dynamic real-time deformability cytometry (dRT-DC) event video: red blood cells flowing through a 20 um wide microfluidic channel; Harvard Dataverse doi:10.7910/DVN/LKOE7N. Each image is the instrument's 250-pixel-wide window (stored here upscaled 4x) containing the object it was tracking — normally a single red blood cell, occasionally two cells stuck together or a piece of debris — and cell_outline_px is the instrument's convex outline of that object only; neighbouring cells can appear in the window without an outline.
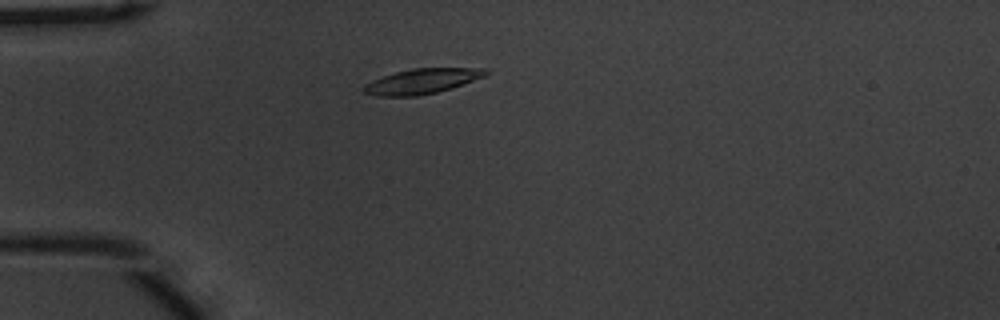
{"species": "common noctule bat (a hibernating species)", "species_latin": "Nyctalus noctula", "temperature_condition": "warm", "stored_images_in_passage": 43, "camera_frame_rate_fps": 3000, "um_per_image_px": 0.085, "animal": {"sex": "male", "body_mass_g": 20.1, "forearm_length_mm": 53.5}, "frame": {"image": 1, "passage_image": 4, "time_ms": 1.0, "image_size_px": [1000, 320], "cell_outline_px": [[492, 72], [484, 76], [452, 88], [436, 92], [416, 96], [376, 96], [364, 92], [360, 88], [364, 84], [372, 80], [396, 72], [412, 68], [488, 68]], "centroid_in_image_um": [35.87, 6.9], "position_along_channel_um": 49.1, "area_um2": 17.86}}
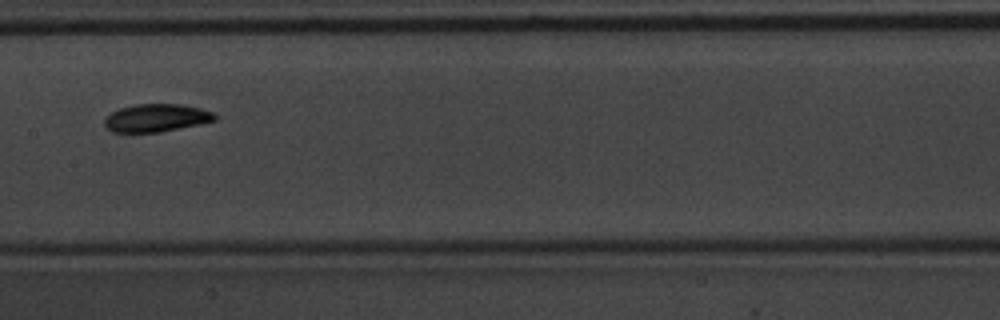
{"frame": {"image": 2, "passage_image": 17, "time_ms": 5.333, "image_size_px": [1000, 320], "cell_outline_px": [[216, 120], [200, 124], [160, 132], [112, 132], [104, 124], [104, 120], [112, 112], [120, 108], [136, 104], [184, 104], [200, 108], [212, 112], [216, 116]], "centroid_in_image_um": [13.3, 10.02], "position_along_channel_um": 194.1, "area_um2": 17.8}}
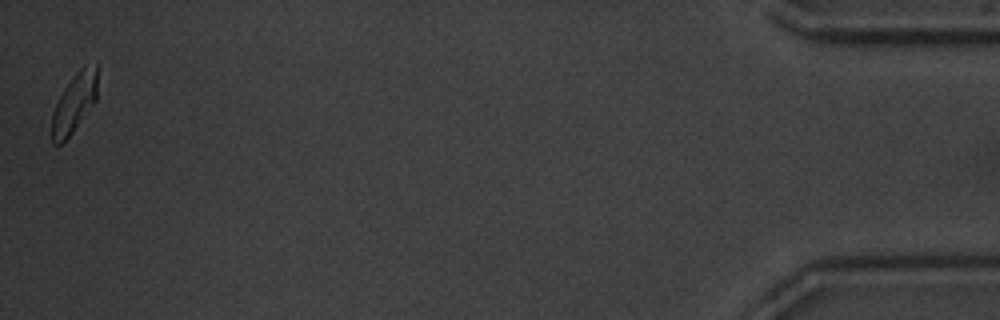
{"frame": {"image": 3, "passage_image": 43, "time_ms": 14.0, "image_size_px": [1000, 320], "cell_outline_px": [[96, 100], [72, 132], [60, 144], [52, 144], [52, 112], [64, 88], [72, 76], [84, 64], [96, 60]], "centroid_in_image_um": [6.31, 8.69], "position_along_channel_um": 428.9, "area_um2": 15.55}, "authors_computed_cell_mechanics": {"area_um2": 17.7446, "velocity_mm_per_s": 3.7172, "shape_relaxation_time_tau1_ms": 5.0844, "shape_relaxation_time_tau2_ms": 7.6379, "deformation_change_tau1": 0.178, "deformation_change_tau2": 0.1133}}